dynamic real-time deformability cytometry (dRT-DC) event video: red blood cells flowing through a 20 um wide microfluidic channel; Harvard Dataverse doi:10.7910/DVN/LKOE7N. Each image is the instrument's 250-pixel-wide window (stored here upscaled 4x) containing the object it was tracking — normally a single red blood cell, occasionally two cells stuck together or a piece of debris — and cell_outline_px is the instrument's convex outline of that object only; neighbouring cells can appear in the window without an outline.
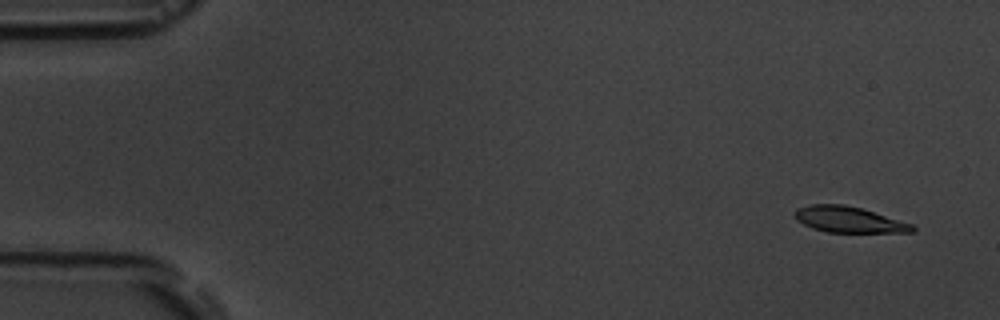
{"species": "common noctule bat (a hibernating species)", "species_latin": "Nyctalus noctula", "temperature_condition": "room temperature", "stored_images_in_passage": 5, "camera_frame_rate_fps": 3000, "um_per_image_px": 0.085, "animal": {"sex": "male", "body_mass_g": 19.5, "forearm_length_mm": 54.6}, "frame": {"image": 1, "passage_image": 2, "time_ms": 1.0, "image_size_px": [1000, 320], "cell_outline_px": [[916, 228], [912, 232], [828, 232], [812, 228], [796, 220], [796, 208], [808, 204], [844, 204], [860, 208], [912, 224]], "centroid_in_image_um": [72.11, 18.66], "position_along_channel_um": 12.9, "area_um2": 17.51}}